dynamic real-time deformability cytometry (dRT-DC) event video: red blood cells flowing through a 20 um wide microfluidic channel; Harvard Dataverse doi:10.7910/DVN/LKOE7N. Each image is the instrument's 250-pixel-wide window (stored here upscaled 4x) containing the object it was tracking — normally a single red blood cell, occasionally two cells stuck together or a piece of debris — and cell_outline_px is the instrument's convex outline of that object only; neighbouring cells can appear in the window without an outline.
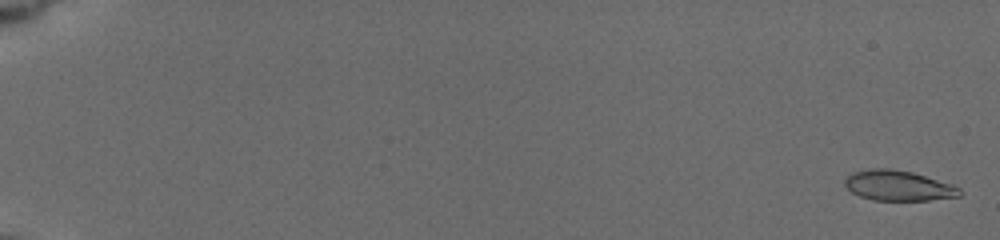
{"species": "common noctule bat (a hibernating species)", "species_latin": "Nyctalus noctula", "temperature_condition": "cold", "stored_images_in_passage": 19, "camera_frame_rate_fps": 3000, "um_per_image_px": 0.085, "animal": {"sex": "female", "body_mass_g": 19.5, "forearm_length_mm": 54.1}, "frame": {"image": 1, "passage_image": 1, "time_ms": 0.0, "image_size_px": [1000, 240], "cell_outline_px": [[964, 192], [960, 196], [928, 200], [872, 200], [860, 196], [852, 192], [844, 184], [844, 180], [852, 172], [872, 168], [888, 168], [912, 172], [952, 184], [960, 188]], "centroid_in_image_um": [76.37, 15.78], "position_along_channel_um": 8.6, "area_um2": 20.23}}
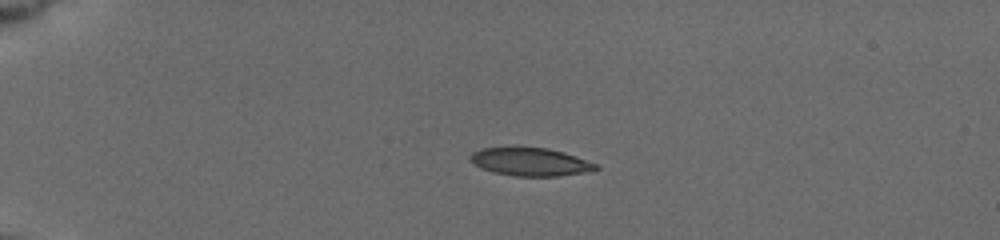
{"frame": {"image": 2, "passage_image": 14, "time_ms": 4.667, "image_size_px": [1000, 240], "cell_outline_px": [[600, 168], [560, 176], [516, 176], [492, 172], [480, 168], [468, 156], [472, 152], [484, 148], [548, 148], [564, 152], [596, 164]], "centroid_in_image_um": [45.04, 13.76], "position_along_channel_um": 40.0, "area_um2": 20.06}}